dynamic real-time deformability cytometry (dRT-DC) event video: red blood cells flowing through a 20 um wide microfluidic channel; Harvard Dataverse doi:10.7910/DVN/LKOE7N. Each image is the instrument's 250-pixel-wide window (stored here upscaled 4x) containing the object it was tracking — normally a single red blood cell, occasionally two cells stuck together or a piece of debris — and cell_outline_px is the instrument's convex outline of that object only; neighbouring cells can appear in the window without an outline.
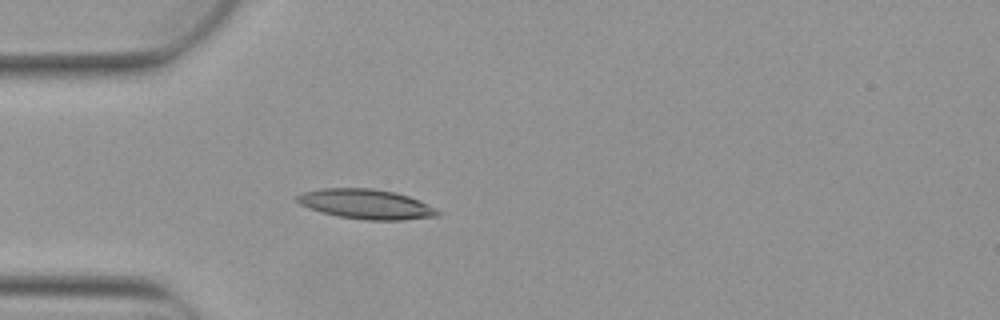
{"species": "Egyptian fruit bat (a non-hibernating species)", "species_latin": "Rousettus aegyptiacus", "temperature_condition": "warm", "stored_images_in_passage": 5, "camera_frame_rate_fps": 3000, "um_per_image_px": 0.085, "animal": {"sex": "female"}, "frame": {"image": 1, "passage_image": 5, "time_ms": 1.333, "image_size_px": [1000, 320], "cell_outline_px": [[440, 216], [404, 220], [364, 220], [340, 216], [320, 212], [308, 208], [300, 204], [296, 200], [296, 196], [304, 192], [320, 188], [372, 188], [396, 192], [408, 196], [436, 208], [440, 212]], "centroid_in_image_um": [31.12, 17.35], "position_along_channel_um": 53.9, "area_um2": 24.45}}